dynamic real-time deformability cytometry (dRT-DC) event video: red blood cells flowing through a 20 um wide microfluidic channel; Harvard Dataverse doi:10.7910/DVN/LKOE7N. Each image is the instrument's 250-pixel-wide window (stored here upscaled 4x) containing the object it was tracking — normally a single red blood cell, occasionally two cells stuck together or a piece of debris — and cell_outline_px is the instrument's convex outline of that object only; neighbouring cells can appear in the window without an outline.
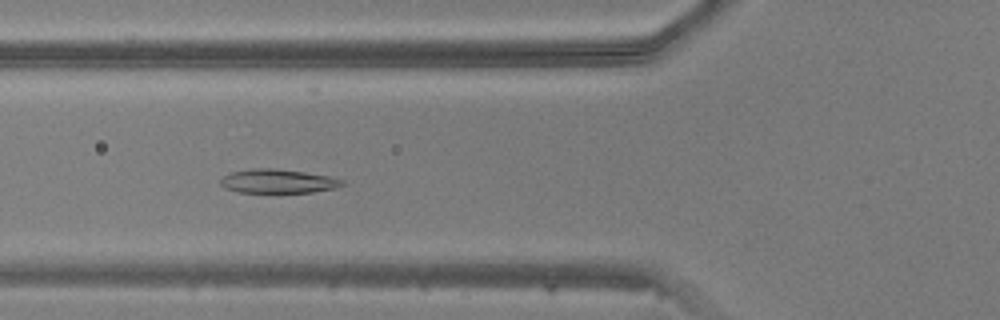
{"species": "common noctule bat (a hibernating species)", "species_latin": "Nyctalus noctula", "temperature_condition": "warm", "stored_images_in_passage": 35, "camera_frame_rate_fps": 3000, "um_per_image_px": 0.085, "animal": {"sex": "male", "body_mass_g": 20.5, "forearm_length_mm": 52.5}, "frame": {"image": 1, "passage_image": 4, "time_ms": 1.0, "image_size_px": [1000, 320], "cell_outline_px": [[344, 184], [336, 188], [312, 192], [240, 192], [224, 188], [220, 184], [220, 180], [224, 176], [232, 172], [252, 168], [276, 168], [304, 172], [328, 176], [344, 180]], "centroid_in_image_um": [23.62, 15.4], "position_along_channel_um": 102.2, "area_um2": 16.88}}
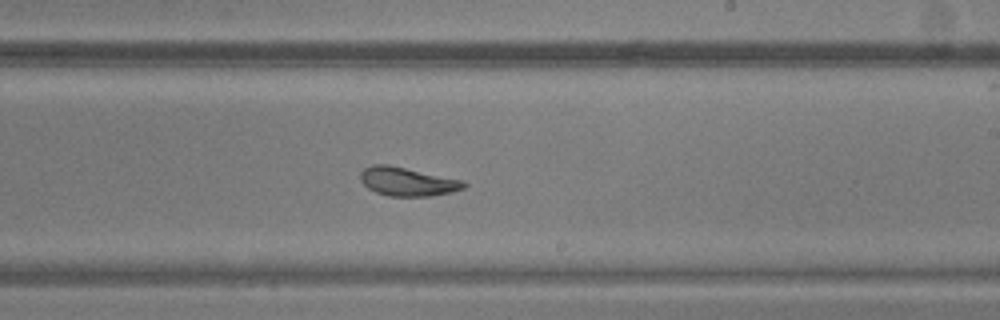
{"frame": {"image": 2, "passage_image": 15, "time_ms": 4.667, "image_size_px": [1000, 320], "cell_outline_px": [[468, 184], [464, 188], [452, 192], [432, 196], [388, 196], [376, 192], [368, 188], [360, 180], [360, 172], [364, 168], [372, 164], [388, 164], [464, 180]], "centroid_in_image_um": [34.64, 15.43], "position_along_channel_um": 254.4, "area_um2": 17.46}}
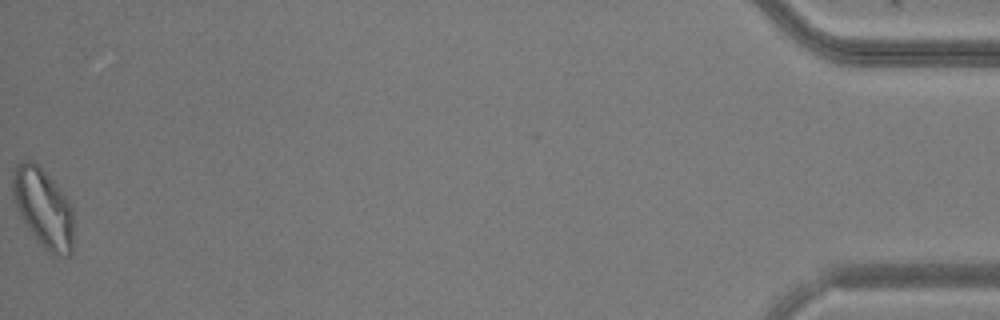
{"frame": {"image": 3, "passage_image": 35, "time_ms": 11.333, "image_size_px": [1000, 320], "cell_outline_px": [[72, 252], [68, 256], [52, 256], [40, 244], [24, 224], [12, 200], [12, 168], [16, 164], [24, 160], [32, 160], [52, 180], [68, 200], [72, 208]], "centroid_in_image_um": [3.63, 17.69], "position_along_channel_um": 431.6, "area_um2": 28.21}}